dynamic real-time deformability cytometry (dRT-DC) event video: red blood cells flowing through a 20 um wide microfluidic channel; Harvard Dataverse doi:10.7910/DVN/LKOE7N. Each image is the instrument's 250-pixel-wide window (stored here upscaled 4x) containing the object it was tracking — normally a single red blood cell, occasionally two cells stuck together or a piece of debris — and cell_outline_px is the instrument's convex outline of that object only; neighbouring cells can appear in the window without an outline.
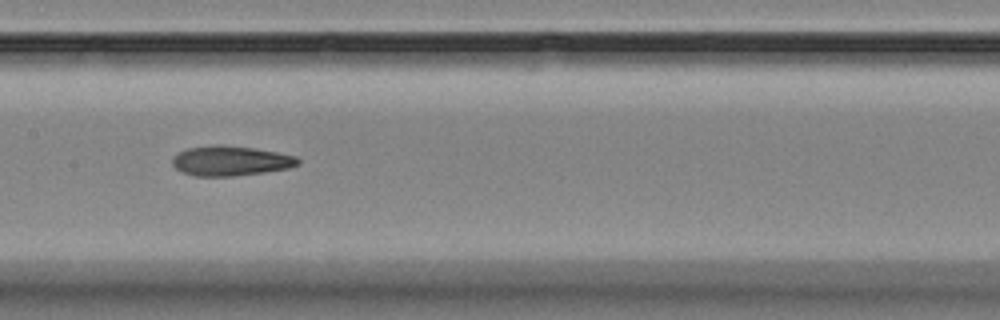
{"species": "Egyptian fruit bat (a non-hibernating species)", "species_latin": "Rousettus aegyptiacus", "temperature_condition": "room temperature", "stored_images_in_passage": 16, "camera_frame_rate_fps": 3000, "um_per_image_px": 0.085, "animal": {"sex": "female"}, "frame": {"image": 1, "passage_image": 8, "time_ms": 8.0, "image_size_px": [1000, 320], "cell_outline_px": [[300, 164], [288, 168], [264, 172], [236, 176], [192, 176], [180, 172], [172, 164], [172, 156], [188, 148], [216, 144], [252, 148], [276, 152], [296, 156], [300, 160]], "centroid_in_image_um": [19.57, 13.68], "position_along_channel_um": 187.8, "area_um2": 21.91}}
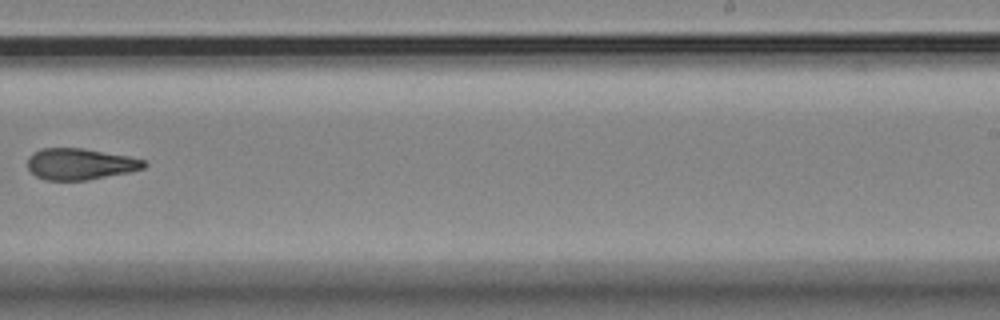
{"frame": {"image": 2, "passage_image": 10, "time_ms": 10.667, "image_size_px": [1000, 320], "cell_outline_px": [[148, 164], [144, 168], [128, 172], [84, 180], [44, 180], [36, 176], [28, 168], [28, 156], [32, 152], [40, 148], [84, 148], [128, 156], [144, 160]], "centroid_in_image_um": [6.78, 13.93], "position_along_channel_um": 282.2, "area_um2": 21.21}}
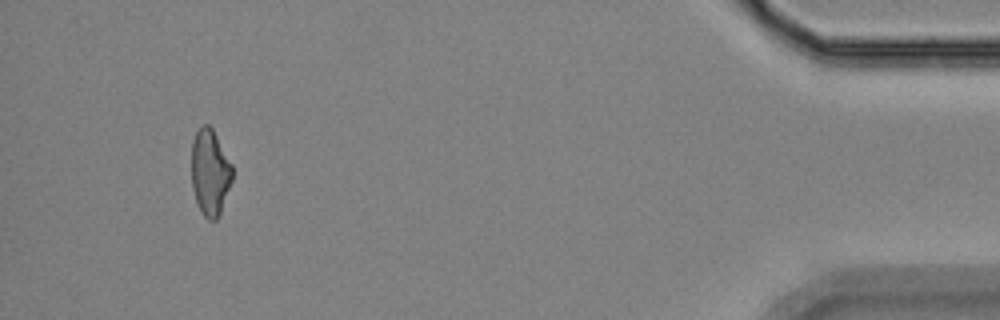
{"frame": {"image": 3, "passage_image": 15, "time_ms": 16.333, "image_size_px": [1000, 320], "cell_outline_px": [[232, 180], [220, 216], [216, 220], [208, 220], [200, 212], [196, 204], [192, 188], [192, 140], [196, 132], [204, 124], [208, 124], [212, 128], [232, 164]], "centroid_in_image_um": [17.85, 14.7], "position_along_channel_um": 417.4, "area_um2": 20.69}, "authors_computed_cell_mechanics": {"area_um2": 21.8195, "velocity_mm_per_s": 3.5593, "shape_relaxation_time_tau1_ms": null, "shape_relaxation_time_tau2_ms": 3.4391, "deformation_change_tau1": null, "deformation_change_tau2": 0.1049}}